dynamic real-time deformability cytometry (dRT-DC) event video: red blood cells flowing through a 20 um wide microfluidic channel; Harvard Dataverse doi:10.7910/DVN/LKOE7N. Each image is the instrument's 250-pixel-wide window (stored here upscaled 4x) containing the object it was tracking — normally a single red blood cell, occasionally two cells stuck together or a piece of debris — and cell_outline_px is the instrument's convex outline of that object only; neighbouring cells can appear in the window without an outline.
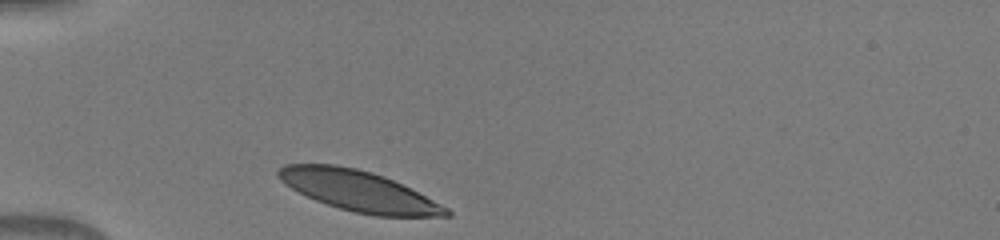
{"species": "human", "species_latin": "Homo sapiens", "temperature_condition": "warm", "stored_images_in_passage": 29, "camera_frame_rate_fps": 3000, "um_per_image_px": 0.085, "donor": {"sex": "male"}, "frame": {"image": 1, "passage_image": 1, "time_ms": 0.0, "image_size_px": [1000, 240], "cell_outline_px": [[452, 216], [376, 216], [352, 212], [316, 200], [284, 184], [276, 176], [276, 172], [284, 164], [336, 164], [356, 168], [372, 172], [384, 176], [448, 208], [452, 212]], "centroid_in_image_um": [30.45, 16.22], "position_along_channel_um": 54.6, "area_um2": 39.19}}
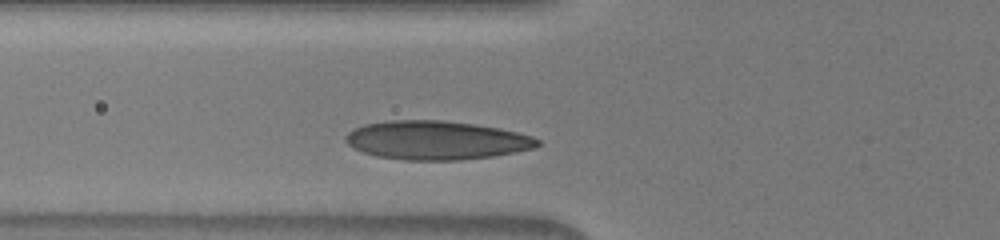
{"frame": {"image": 2, "passage_image": 5, "time_ms": 1.333, "image_size_px": [1000, 240], "cell_outline_px": [[540, 144], [532, 148], [492, 156], [460, 160], [404, 160], [376, 156], [352, 148], [344, 140], [344, 136], [348, 132], [364, 124], [392, 120], [444, 120], [500, 128], [532, 136], [540, 140]], "centroid_in_image_um": [37.04, 11.92], "position_along_channel_um": 88.8, "area_um2": 43.18}}